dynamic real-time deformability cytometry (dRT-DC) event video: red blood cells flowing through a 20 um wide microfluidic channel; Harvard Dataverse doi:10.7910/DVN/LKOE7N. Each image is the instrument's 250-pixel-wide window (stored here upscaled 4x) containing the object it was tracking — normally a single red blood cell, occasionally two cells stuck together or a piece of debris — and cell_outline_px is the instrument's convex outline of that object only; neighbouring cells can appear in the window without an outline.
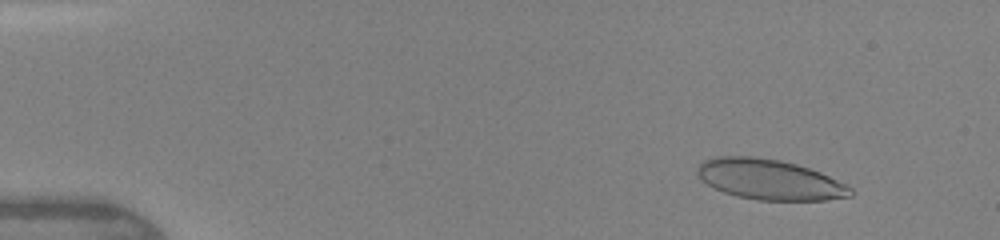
{"species": "human", "species_latin": "Homo sapiens", "temperature_condition": "warm", "stored_images_in_passage": 46, "camera_frame_rate_fps": 3000, "um_per_image_px": 0.085, "donor": {"sex": "female"}, "frame": {"image": 1, "passage_image": 5, "time_ms": 1.333, "image_size_px": [1000, 240], "cell_outline_px": [[852, 196], [824, 200], [756, 200], [736, 196], [724, 192], [700, 180], [696, 172], [696, 168], [704, 160], [716, 156], [756, 156], [780, 160], [796, 164], [820, 172], [848, 184], [852, 188]], "centroid_in_image_um": [65.41, 15.25], "position_along_channel_um": 19.6, "area_um2": 36.18}}
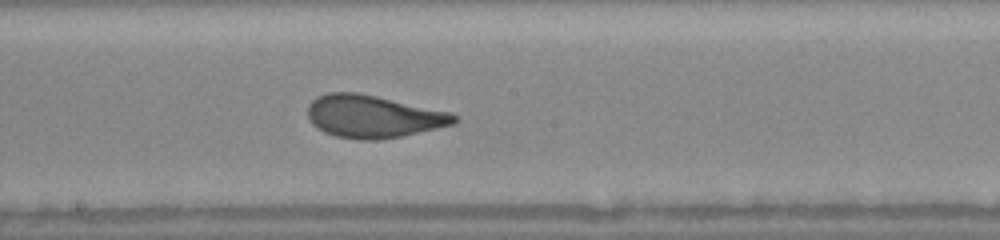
{"frame": {"image": 2, "passage_image": 26, "time_ms": 8.333, "image_size_px": [1000, 240], "cell_outline_px": [[456, 120], [452, 124], [436, 128], [400, 136], [376, 140], [360, 140], [336, 136], [324, 132], [316, 128], [312, 124], [308, 116], [308, 104], [316, 96], [328, 92], [356, 92], [376, 96], [452, 112], [456, 116]], "centroid_in_image_um": [31.67, 9.89], "position_along_channel_um": 216.5, "area_um2": 36.18}}
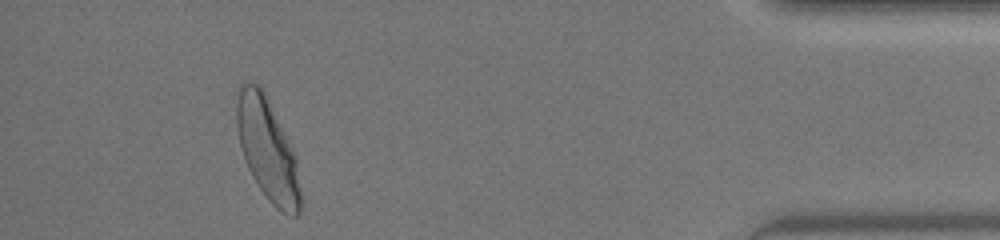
{"frame": {"image": 3, "passage_image": 43, "time_ms": 14.0, "image_size_px": [1000, 240], "cell_outline_px": [[300, 212], [296, 216], [292, 216], [280, 212], [268, 200], [252, 176], [248, 168], [240, 144], [236, 124], [236, 92], [240, 84], [244, 80], [248, 80], [256, 84], [260, 88], [292, 148], [296, 156], [300, 192]], "centroid_in_image_um": [22.71, 12.72], "position_along_channel_um": 412.5, "area_um2": 37.28}, "authors_computed_cell_mechanics": {"area_um2": 36.2406, "velocity_mm_per_s": 4.347, "shape_relaxation_time_tau1_ms": 3.5948, "shape_relaxation_time_tau2_ms": null, "deformation_change_tau1": 0.1545, "deformation_change_tau2": null}}